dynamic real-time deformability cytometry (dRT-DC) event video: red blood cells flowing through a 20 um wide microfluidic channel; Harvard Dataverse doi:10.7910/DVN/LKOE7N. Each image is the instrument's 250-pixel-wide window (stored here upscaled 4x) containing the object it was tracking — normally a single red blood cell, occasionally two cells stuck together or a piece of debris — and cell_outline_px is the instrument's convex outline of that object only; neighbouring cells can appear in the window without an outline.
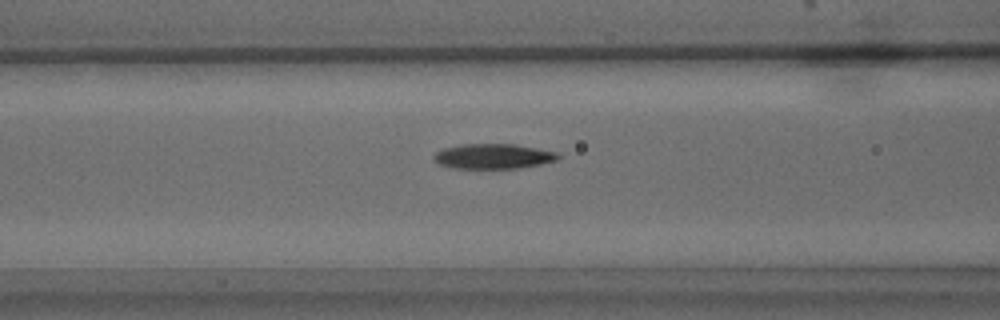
{"species": "common noctule bat (a hibernating species)", "species_latin": "Nyctalus noctula", "temperature_condition": "warm", "stored_images_in_passage": 33, "camera_frame_rate_fps": 3000, "um_per_image_px": 0.085, "animal": {"sex": "male", "body_mass_g": 15.6}, "frame": {"image": 1, "passage_image": 5, "time_ms": 1.333, "image_size_px": [1000, 320], "cell_outline_px": [[560, 156], [556, 160], [540, 164], [516, 168], [452, 168], [440, 164], [432, 160], [432, 156], [436, 152], [444, 148], [464, 144], [512, 144], [536, 148], [556, 152]], "centroid_in_image_um": [41.88, 13.28], "position_along_channel_um": 124.7, "area_um2": 17.92}}
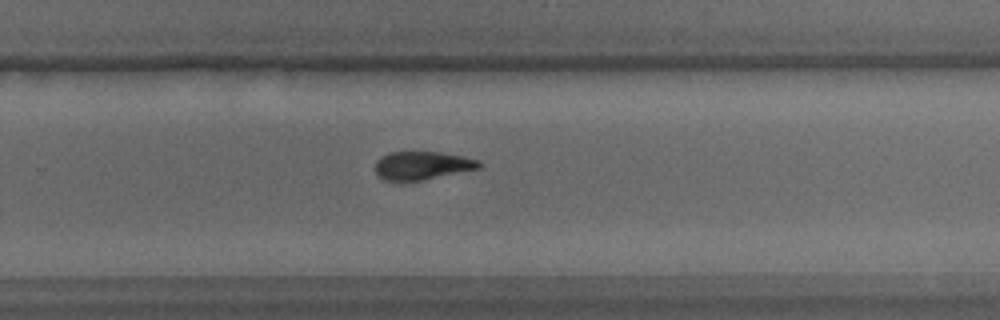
{"frame": {"image": 2, "passage_image": 19, "time_ms": 6.0, "image_size_px": [1000, 320], "cell_outline_px": [[484, 164], [480, 168], [424, 180], [384, 180], [376, 176], [376, 160], [380, 156], [388, 152], [440, 152], [464, 156], [480, 160]], "centroid_in_image_um": [35.91, 14.06], "position_along_channel_um": 293.9, "area_um2": 17.28}}
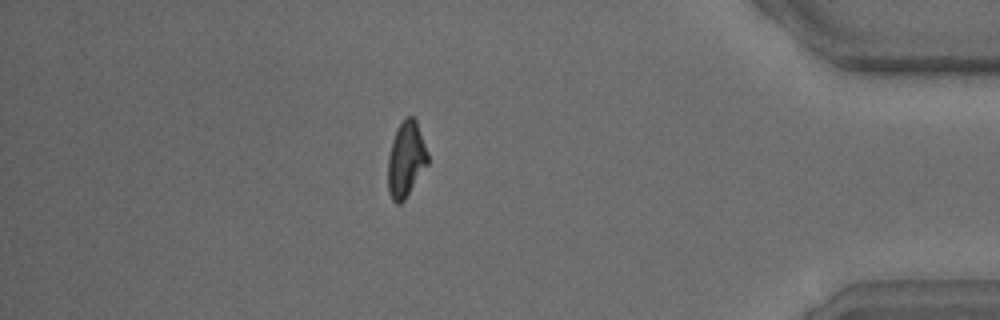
{"frame": {"image": 3, "passage_image": 31, "time_ms": 10.0, "image_size_px": [1000, 320], "cell_outline_px": [[428, 164], [404, 200], [400, 204], [396, 204], [392, 200], [388, 192], [388, 156], [392, 140], [396, 128], [404, 116], [412, 116], [416, 120], [428, 152]], "centroid_in_image_um": [34.5, 13.53], "position_along_channel_um": 400.7, "area_um2": 17.69}}